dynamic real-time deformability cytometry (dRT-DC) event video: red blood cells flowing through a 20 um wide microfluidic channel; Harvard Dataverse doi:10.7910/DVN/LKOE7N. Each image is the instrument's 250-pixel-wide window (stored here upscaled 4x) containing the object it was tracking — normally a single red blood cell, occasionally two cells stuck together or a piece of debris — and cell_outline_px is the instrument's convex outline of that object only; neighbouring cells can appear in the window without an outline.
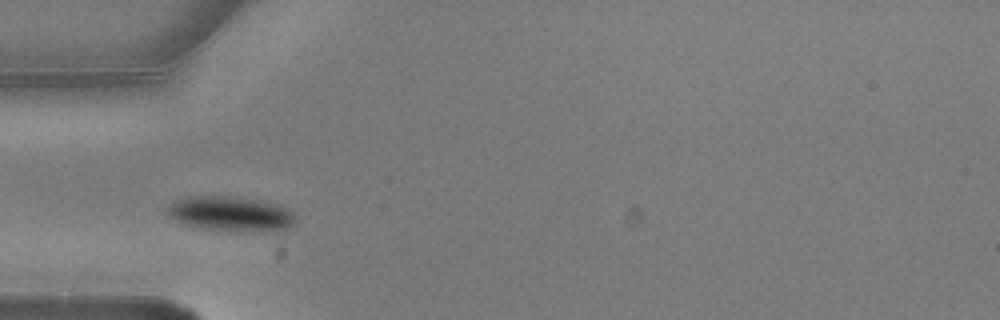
{"species": "common noctule bat (a hibernating species)", "species_latin": "Nyctalus noctula", "temperature_condition": "warm", "stored_images_in_passage": 5, "camera_frame_rate_fps": 3000, "um_per_image_px": 0.085, "animal": {"sex": "male", "body_mass_g": 20.5, "forearm_length_mm": 52.5}, "frame": {"image": 1, "passage_image": 4, "time_ms": 1.0, "image_size_px": [1000, 320], "cell_outline_px": [[296, 220], [288, 228], [272, 232], [240, 232], [204, 228], [184, 224], [168, 216], [164, 208], [168, 204], [184, 196], [240, 196], [280, 204], [288, 208], [296, 216]], "centroid_in_image_um": [19.63, 18.17], "position_along_channel_um": 65.4, "area_um2": 26.88}}
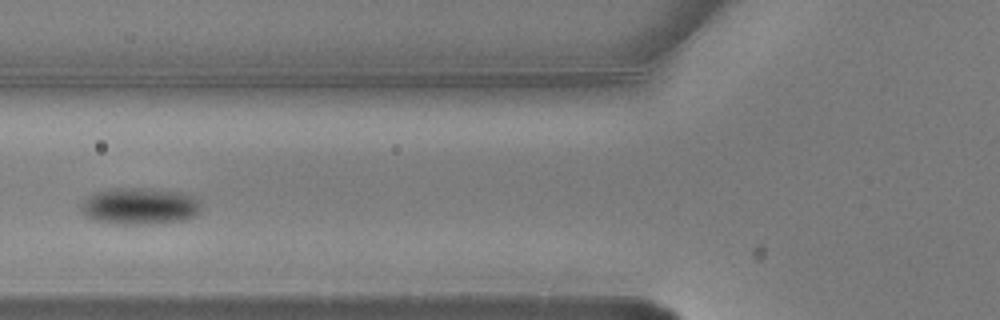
{"frame": {"image": 2, "passage_image": 5, "time_ms": 1.333, "image_size_px": [1000, 320], "cell_outline_px": [[200, 212], [196, 216], [184, 220], [144, 224], [112, 224], [92, 220], [80, 212], [80, 204], [88, 196], [96, 192], [108, 188], [152, 188], [188, 192], [196, 196], [200, 200]], "centroid_in_image_um": [11.89, 17.5], "position_along_channel_um": 113.9, "area_um2": 26.47}}